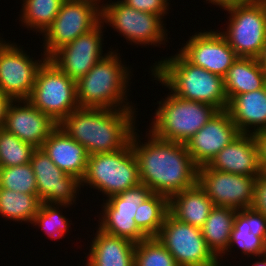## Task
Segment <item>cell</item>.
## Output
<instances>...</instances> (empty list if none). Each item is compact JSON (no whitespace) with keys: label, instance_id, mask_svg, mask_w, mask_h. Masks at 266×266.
Returning <instances> with one entry per match:
<instances>
[{"label":"cell","instance_id":"cell-4","mask_svg":"<svg viewBox=\"0 0 266 266\" xmlns=\"http://www.w3.org/2000/svg\"><path fill=\"white\" fill-rule=\"evenodd\" d=\"M108 49V54L99 60L85 76L76 81L79 107L136 108L135 101L132 102L129 98L133 70L131 66L125 64L128 62L122 60L118 49L111 47Z\"/></svg>","mask_w":266,"mask_h":266},{"label":"cell","instance_id":"cell-25","mask_svg":"<svg viewBox=\"0 0 266 266\" xmlns=\"http://www.w3.org/2000/svg\"><path fill=\"white\" fill-rule=\"evenodd\" d=\"M228 102L236 95L262 89L266 75L256 58L238 57L223 77Z\"/></svg>","mask_w":266,"mask_h":266},{"label":"cell","instance_id":"cell-2","mask_svg":"<svg viewBox=\"0 0 266 266\" xmlns=\"http://www.w3.org/2000/svg\"><path fill=\"white\" fill-rule=\"evenodd\" d=\"M138 108L79 107L58 126L85 147L88 155L125 148L136 130Z\"/></svg>","mask_w":266,"mask_h":266},{"label":"cell","instance_id":"cell-38","mask_svg":"<svg viewBox=\"0 0 266 266\" xmlns=\"http://www.w3.org/2000/svg\"><path fill=\"white\" fill-rule=\"evenodd\" d=\"M258 147L259 162L262 172H266V130L253 134Z\"/></svg>","mask_w":266,"mask_h":266},{"label":"cell","instance_id":"cell-29","mask_svg":"<svg viewBox=\"0 0 266 266\" xmlns=\"http://www.w3.org/2000/svg\"><path fill=\"white\" fill-rule=\"evenodd\" d=\"M19 25L42 35L54 21L65 0H21Z\"/></svg>","mask_w":266,"mask_h":266},{"label":"cell","instance_id":"cell-8","mask_svg":"<svg viewBox=\"0 0 266 266\" xmlns=\"http://www.w3.org/2000/svg\"><path fill=\"white\" fill-rule=\"evenodd\" d=\"M228 15L220 29L238 57L258 58L266 42V4L263 0L222 8ZM229 18V19H228ZM226 28V29H225ZM225 30V31H224Z\"/></svg>","mask_w":266,"mask_h":266},{"label":"cell","instance_id":"cell-39","mask_svg":"<svg viewBox=\"0 0 266 266\" xmlns=\"http://www.w3.org/2000/svg\"><path fill=\"white\" fill-rule=\"evenodd\" d=\"M12 101L13 100L9 96H6L0 91V128H3L6 120L7 110Z\"/></svg>","mask_w":266,"mask_h":266},{"label":"cell","instance_id":"cell-30","mask_svg":"<svg viewBox=\"0 0 266 266\" xmlns=\"http://www.w3.org/2000/svg\"><path fill=\"white\" fill-rule=\"evenodd\" d=\"M169 213V198L153 193L138 206L134 220L137 227L149 238L156 237Z\"/></svg>","mask_w":266,"mask_h":266},{"label":"cell","instance_id":"cell-26","mask_svg":"<svg viewBox=\"0 0 266 266\" xmlns=\"http://www.w3.org/2000/svg\"><path fill=\"white\" fill-rule=\"evenodd\" d=\"M237 211L229 207L215 206L201 228L208 248L218 259L229 248L233 222Z\"/></svg>","mask_w":266,"mask_h":266},{"label":"cell","instance_id":"cell-31","mask_svg":"<svg viewBox=\"0 0 266 266\" xmlns=\"http://www.w3.org/2000/svg\"><path fill=\"white\" fill-rule=\"evenodd\" d=\"M69 207L72 206L67 204L41 203L31 224L33 227L40 228L41 232L43 231L44 234L53 240H60L63 237L65 239V236L70 233L71 225L73 226L72 220L63 213V210L66 208L70 210Z\"/></svg>","mask_w":266,"mask_h":266},{"label":"cell","instance_id":"cell-9","mask_svg":"<svg viewBox=\"0 0 266 266\" xmlns=\"http://www.w3.org/2000/svg\"><path fill=\"white\" fill-rule=\"evenodd\" d=\"M28 101L59 124L79 108L76 81L47 59L38 70Z\"/></svg>","mask_w":266,"mask_h":266},{"label":"cell","instance_id":"cell-20","mask_svg":"<svg viewBox=\"0 0 266 266\" xmlns=\"http://www.w3.org/2000/svg\"><path fill=\"white\" fill-rule=\"evenodd\" d=\"M208 166L222 172L257 177L262 169L255 137L241 133L216 154Z\"/></svg>","mask_w":266,"mask_h":266},{"label":"cell","instance_id":"cell-16","mask_svg":"<svg viewBox=\"0 0 266 266\" xmlns=\"http://www.w3.org/2000/svg\"><path fill=\"white\" fill-rule=\"evenodd\" d=\"M30 164L41 203L77 204L82 191L80 179L60 170L41 148L33 152Z\"/></svg>","mask_w":266,"mask_h":266},{"label":"cell","instance_id":"cell-11","mask_svg":"<svg viewBox=\"0 0 266 266\" xmlns=\"http://www.w3.org/2000/svg\"><path fill=\"white\" fill-rule=\"evenodd\" d=\"M153 192L144 184L110 196L101 203L98 228L110 235L123 237L139 243L148 237L137 227L134 217L138 206L148 199Z\"/></svg>","mask_w":266,"mask_h":266},{"label":"cell","instance_id":"cell-1","mask_svg":"<svg viewBox=\"0 0 266 266\" xmlns=\"http://www.w3.org/2000/svg\"><path fill=\"white\" fill-rule=\"evenodd\" d=\"M139 134L137 127L130 143L138 161L140 184L168 198L197 184L198 166L185 143L159 139L149 131L144 142Z\"/></svg>","mask_w":266,"mask_h":266},{"label":"cell","instance_id":"cell-17","mask_svg":"<svg viewBox=\"0 0 266 266\" xmlns=\"http://www.w3.org/2000/svg\"><path fill=\"white\" fill-rule=\"evenodd\" d=\"M101 22L90 32L77 37L70 43L60 47L48 59L71 79L77 81L85 76L93 66L108 54L103 50L106 32Z\"/></svg>","mask_w":266,"mask_h":266},{"label":"cell","instance_id":"cell-12","mask_svg":"<svg viewBox=\"0 0 266 266\" xmlns=\"http://www.w3.org/2000/svg\"><path fill=\"white\" fill-rule=\"evenodd\" d=\"M174 257L178 266H220L208 248L201 228L178 221L170 213L155 237Z\"/></svg>","mask_w":266,"mask_h":266},{"label":"cell","instance_id":"cell-21","mask_svg":"<svg viewBox=\"0 0 266 266\" xmlns=\"http://www.w3.org/2000/svg\"><path fill=\"white\" fill-rule=\"evenodd\" d=\"M89 242L84 266H134L136 244L123 237L110 235L98 227Z\"/></svg>","mask_w":266,"mask_h":266},{"label":"cell","instance_id":"cell-15","mask_svg":"<svg viewBox=\"0 0 266 266\" xmlns=\"http://www.w3.org/2000/svg\"><path fill=\"white\" fill-rule=\"evenodd\" d=\"M197 31L182 44L178 51L196 66L224 77L238 56L219 30ZM184 44V45H183Z\"/></svg>","mask_w":266,"mask_h":266},{"label":"cell","instance_id":"cell-28","mask_svg":"<svg viewBox=\"0 0 266 266\" xmlns=\"http://www.w3.org/2000/svg\"><path fill=\"white\" fill-rule=\"evenodd\" d=\"M232 248H237L240 251L241 258L266 254V237L254 236L253 233H250V229L247 228V208L238 210L235 215L229 248L219 258L220 266L224 265L223 258H227L228 255L233 257V255L231 256Z\"/></svg>","mask_w":266,"mask_h":266},{"label":"cell","instance_id":"cell-27","mask_svg":"<svg viewBox=\"0 0 266 266\" xmlns=\"http://www.w3.org/2000/svg\"><path fill=\"white\" fill-rule=\"evenodd\" d=\"M41 201L37 194H25L5 188H0V218L31 224L37 214ZM7 219V220H6Z\"/></svg>","mask_w":266,"mask_h":266},{"label":"cell","instance_id":"cell-24","mask_svg":"<svg viewBox=\"0 0 266 266\" xmlns=\"http://www.w3.org/2000/svg\"><path fill=\"white\" fill-rule=\"evenodd\" d=\"M214 207L198 183L169 198V213L178 221L198 228L203 227Z\"/></svg>","mask_w":266,"mask_h":266},{"label":"cell","instance_id":"cell-7","mask_svg":"<svg viewBox=\"0 0 266 266\" xmlns=\"http://www.w3.org/2000/svg\"><path fill=\"white\" fill-rule=\"evenodd\" d=\"M104 0L101 6V22L109 26L120 37L126 39L128 45L161 47L169 43L165 20L158 15L138 11L120 0ZM105 3V4H104Z\"/></svg>","mask_w":266,"mask_h":266},{"label":"cell","instance_id":"cell-14","mask_svg":"<svg viewBox=\"0 0 266 266\" xmlns=\"http://www.w3.org/2000/svg\"><path fill=\"white\" fill-rule=\"evenodd\" d=\"M256 179L257 177L253 176L214 170L208 165L198 167L197 183L214 206L236 210L250 208L254 199Z\"/></svg>","mask_w":266,"mask_h":266},{"label":"cell","instance_id":"cell-18","mask_svg":"<svg viewBox=\"0 0 266 266\" xmlns=\"http://www.w3.org/2000/svg\"><path fill=\"white\" fill-rule=\"evenodd\" d=\"M227 110L218 111L185 142L187 152L198 166L208 165L225 146L240 135Z\"/></svg>","mask_w":266,"mask_h":266},{"label":"cell","instance_id":"cell-13","mask_svg":"<svg viewBox=\"0 0 266 266\" xmlns=\"http://www.w3.org/2000/svg\"><path fill=\"white\" fill-rule=\"evenodd\" d=\"M14 41L0 50V91L12 100H28L39 68L48 59L41 52V59H34L30 52ZM25 49V50H24Z\"/></svg>","mask_w":266,"mask_h":266},{"label":"cell","instance_id":"cell-3","mask_svg":"<svg viewBox=\"0 0 266 266\" xmlns=\"http://www.w3.org/2000/svg\"><path fill=\"white\" fill-rule=\"evenodd\" d=\"M148 69L157 85L160 83L177 97L227 110L223 77L191 64L179 51L158 59Z\"/></svg>","mask_w":266,"mask_h":266},{"label":"cell","instance_id":"cell-32","mask_svg":"<svg viewBox=\"0 0 266 266\" xmlns=\"http://www.w3.org/2000/svg\"><path fill=\"white\" fill-rule=\"evenodd\" d=\"M36 149L33 145L21 141L4 128H0V167L30 163Z\"/></svg>","mask_w":266,"mask_h":266},{"label":"cell","instance_id":"cell-33","mask_svg":"<svg viewBox=\"0 0 266 266\" xmlns=\"http://www.w3.org/2000/svg\"><path fill=\"white\" fill-rule=\"evenodd\" d=\"M0 188L25 194H37L36 177L31 164L0 167Z\"/></svg>","mask_w":266,"mask_h":266},{"label":"cell","instance_id":"cell-35","mask_svg":"<svg viewBox=\"0 0 266 266\" xmlns=\"http://www.w3.org/2000/svg\"><path fill=\"white\" fill-rule=\"evenodd\" d=\"M120 1L138 11L148 12L158 15L164 20L167 19L165 18V16H167L171 10L170 0H120Z\"/></svg>","mask_w":266,"mask_h":266},{"label":"cell","instance_id":"cell-5","mask_svg":"<svg viewBox=\"0 0 266 266\" xmlns=\"http://www.w3.org/2000/svg\"><path fill=\"white\" fill-rule=\"evenodd\" d=\"M167 90L166 97L157 101L159 106L146 129L159 139L185 143L219 111L213 105L185 100Z\"/></svg>","mask_w":266,"mask_h":266},{"label":"cell","instance_id":"cell-36","mask_svg":"<svg viewBox=\"0 0 266 266\" xmlns=\"http://www.w3.org/2000/svg\"><path fill=\"white\" fill-rule=\"evenodd\" d=\"M251 208L266 216V174L264 172L257 176Z\"/></svg>","mask_w":266,"mask_h":266},{"label":"cell","instance_id":"cell-10","mask_svg":"<svg viewBox=\"0 0 266 266\" xmlns=\"http://www.w3.org/2000/svg\"><path fill=\"white\" fill-rule=\"evenodd\" d=\"M101 23V5L90 0H65L51 25L42 34L43 53L49 58L60 47Z\"/></svg>","mask_w":266,"mask_h":266},{"label":"cell","instance_id":"cell-23","mask_svg":"<svg viewBox=\"0 0 266 266\" xmlns=\"http://www.w3.org/2000/svg\"><path fill=\"white\" fill-rule=\"evenodd\" d=\"M227 111L240 133L254 134L266 130V86L236 95Z\"/></svg>","mask_w":266,"mask_h":266},{"label":"cell","instance_id":"cell-42","mask_svg":"<svg viewBox=\"0 0 266 266\" xmlns=\"http://www.w3.org/2000/svg\"><path fill=\"white\" fill-rule=\"evenodd\" d=\"M257 59L266 75V42L262 48L261 54L259 55Z\"/></svg>","mask_w":266,"mask_h":266},{"label":"cell","instance_id":"cell-44","mask_svg":"<svg viewBox=\"0 0 266 266\" xmlns=\"http://www.w3.org/2000/svg\"><path fill=\"white\" fill-rule=\"evenodd\" d=\"M90 1H94L102 6L104 0L103 1L102 0H90Z\"/></svg>","mask_w":266,"mask_h":266},{"label":"cell","instance_id":"cell-34","mask_svg":"<svg viewBox=\"0 0 266 266\" xmlns=\"http://www.w3.org/2000/svg\"><path fill=\"white\" fill-rule=\"evenodd\" d=\"M134 266H178V264L158 239L149 237L136 243Z\"/></svg>","mask_w":266,"mask_h":266},{"label":"cell","instance_id":"cell-6","mask_svg":"<svg viewBox=\"0 0 266 266\" xmlns=\"http://www.w3.org/2000/svg\"><path fill=\"white\" fill-rule=\"evenodd\" d=\"M140 184L138 161L129 143L125 148L88 157L81 188L98 190L102 200ZM101 193V194H100Z\"/></svg>","mask_w":266,"mask_h":266},{"label":"cell","instance_id":"cell-19","mask_svg":"<svg viewBox=\"0 0 266 266\" xmlns=\"http://www.w3.org/2000/svg\"><path fill=\"white\" fill-rule=\"evenodd\" d=\"M58 124L28 100H13L7 110L3 128L21 141L41 148Z\"/></svg>","mask_w":266,"mask_h":266},{"label":"cell","instance_id":"cell-40","mask_svg":"<svg viewBox=\"0 0 266 266\" xmlns=\"http://www.w3.org/2000/svg\"><path fill=\"white\" fill-rule=\"evenodd\" d=\"M206 1V2H205ZM256 0H204V3L211 5L213 4L214 6L216 5V8H224L226 6L236 4V3H251ZM211 3V4H210Z\"/></svg>","mask_w":266,"mask_h":266},{"label":"cell","instance_id":"cell-41","mask_svg":"<svg viewBox=\"0 0 266 266\" xmlns=\"http://www.w3.org/2000/svg\"><path fill=\"white\" fill-rule=\"evenodd\" d=\"M247 259H248V261L250 259V266H266V254H263V255H260V256L248 257ZM254 259L255 260L257 259V260L255 261ZM251 261H252V263H251Z\"/></svg>","mask_w":266,"mask_h":266},{"label":"cell","instance_id":"cell-43","mask_svg":"<svg viewBox=\"0 0 266 266\" xmlns=\"http://www.w3.org/2000/svg\"><path fill=\"white\" fill-rule=\"evenodd\" d=\"M1 36V34H0ZM3 37V34L2 36L0 37V50L9 42V40H5V38H2Z\"/></svg>","mask_w":266,"mask_h":266},{"label":"cell","instance_id":"cell-22","mask_svg":"<svg viewBox=\"0 0 266 266\" xmlns=\"http://www.w3.org/2000/svg\"><path fill=\"white\" fill-rule=\"evenodd\" d=\"M41 149L67 174L82 179L88 162V153L84 146L72 139L62 128L57 126L44 141Z\"/></svg>","mask_w":266,"mask_h":266},{"label":"cell","instance_id":"cell-37","mask_svg":"<svg viewBox=\"0 0 266 266\" xmlns=\"http://www.w3.org/2000/svg\"><path fill=\"white\" fill-rule=\"evenodd\" d=\"M247 228L254 236L266 237V216L253 208H247Z\"/></svg>","mask_w":266,"mask_h":266}]
</instances>
